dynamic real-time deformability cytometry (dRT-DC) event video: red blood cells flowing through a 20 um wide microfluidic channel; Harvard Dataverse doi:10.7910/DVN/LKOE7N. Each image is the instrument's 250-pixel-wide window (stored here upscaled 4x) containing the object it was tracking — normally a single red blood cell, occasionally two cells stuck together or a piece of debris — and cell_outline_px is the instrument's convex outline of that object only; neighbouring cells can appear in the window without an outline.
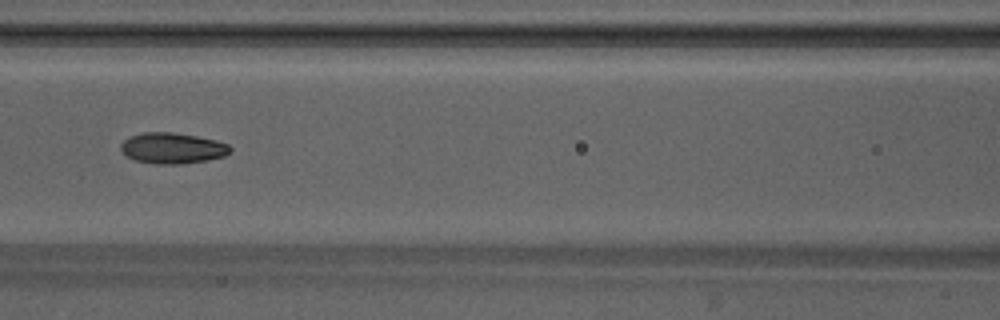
{"species": "Egyptian fruit bat (a non-hibernating species)", "species_latin": "Rousettus aegyptiacus", "temperature_condition": "warm", "stored_images_in_passage": 43, "camera_frame_rate_fps": 3000, "um_per_image_px": 0.085, "animal": {"sex": "male"}, "frame": {"image": 1, "passage_image": 16, "time_ms": 5.0, "image_size_px": [1000, 320], "cell_outline_px": [[232, 148], [224, 156], [204, 160], [180, 164], [156, 164], [136, 160], [128, 156], [120, 148], [120, 144], [124, 140], [132, 136], [144, 132], [172, 132], [196, 136], [216, 140], [228, 144]], "centroid_in_image_um": [14.65, 12.58], "position_along_channel_um": 151.9, "area_um2": 19.36}}
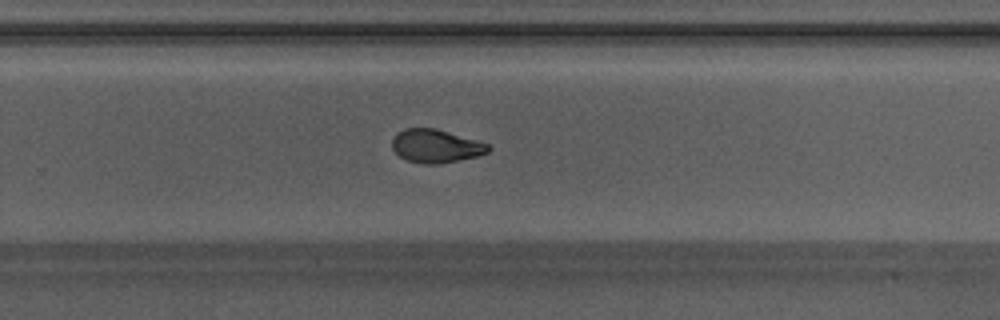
{"frame": {"image": 2, "passage_image": 26, "time_ms": 8.333, "image_size_px": [1000, 320], "cell_outline_px": [[492, 148], [488, 152], [476, 156], [436, 164], [424, 164], [408, 160], [400, 156], [392, 148], [392, 140], [396, 132], [404, 128], [436, 128], [488, 144]], "centroid_in_image_um": [37.01, 12.4], "position_along_channel_um": 292.8, "area_um2": 18.44}}
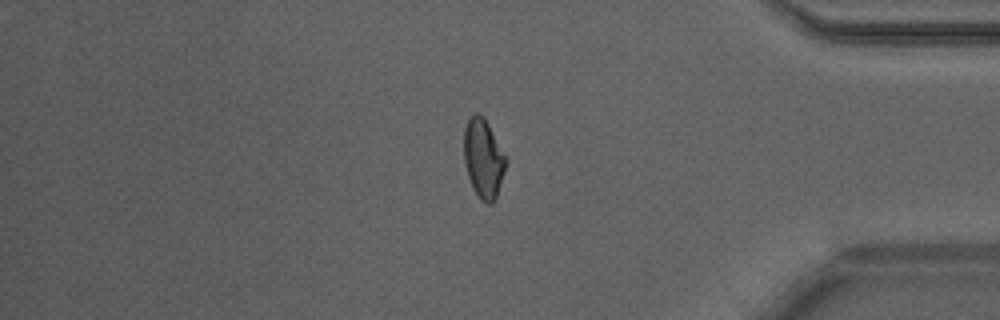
{"frame": {"image": 3, "passage_image": 35, "time_ms": 11.333, "image_size_px": [1000, 320], "cell_outline_px": [[508, 160], [496, 200], [492, 204], [488, 204], [480, 200], [472, 188], [468, 176], [464, 160], [464, 128], [472, 112], [480, 112], [484, 116]], "centroid_in_image_um": [41.09, 13.47], "position_along_channel_um": 394.1, "area_um2": 19.71}, "authors_computed_cell_mechanics": {"area_um2": 19.3052, "velocity_mm_per_s": 4.239, "shape_relaxation_time_tau1_ms": 4.7305, "shape_relaxation_time_tau2_ms": 2.1558, "deformation_change_tau1": 0.1616, "deformation_change_tau2": 0.0704}}